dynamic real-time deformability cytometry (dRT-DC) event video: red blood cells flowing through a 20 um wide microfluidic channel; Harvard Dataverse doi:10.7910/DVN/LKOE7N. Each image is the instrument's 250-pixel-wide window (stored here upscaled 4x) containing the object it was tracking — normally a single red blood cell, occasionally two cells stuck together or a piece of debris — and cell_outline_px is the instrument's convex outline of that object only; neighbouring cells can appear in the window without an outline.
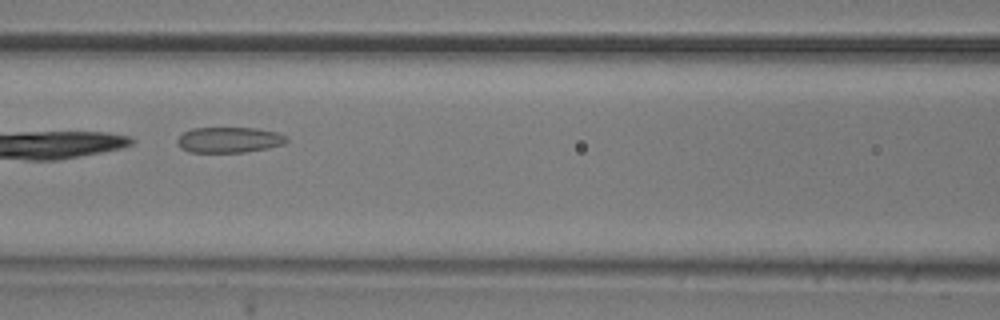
{"species": "common noctule bat (a hibernating species)", "species_latin": "Nyctalus noctula", "temperature_condition": "room temperature", "stored_images_in_passage": 10, "segment_of_instrument_passage": [2, 2], "camera_frame_rate_fps": 3000, "um_per_image_px": 0.085, "animal": {"sex": "male", "body_mass_g": 20.5, "forearm_length_mm": 52.5}, "frame": {"image": 1, "passage_image": 7, "time_ms": 6.667, "image_size_px": [1000, 320], "cell_outline_px": [[288, 140], [284, 144], [268, 148], [244, 152], [188, 152], [180, 148], [176, 140], [184, 132], [192, 128], [256, 128], [276, 132], [288, 136]], "centroid_in_image_um": [19.48, 11.89], "position_along_channel_um": 147.1, "area_um2": 16.36}}
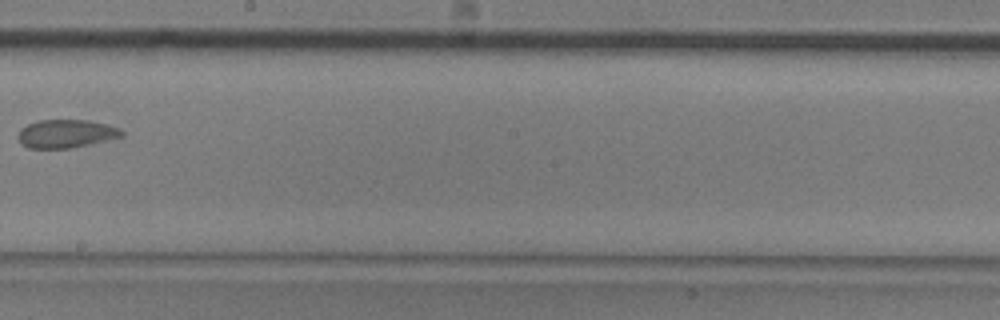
{"frame": {"image": 2, "passage_image": 9, "time_ms": 9.333, "image_size_px": [1000, 320], "cell_outline_px": [[124, 136], [92, 144], [72, 148], [28, 148], [16, 136], [20, 128], [28, 124], [40, 120], [88, 120], [108, 124], [120, 128], [124, 132]], "centroid_in_image_um": [5.65, 11.36], "position_along_channel_um": 242.5, "area_um2": 17.22}}
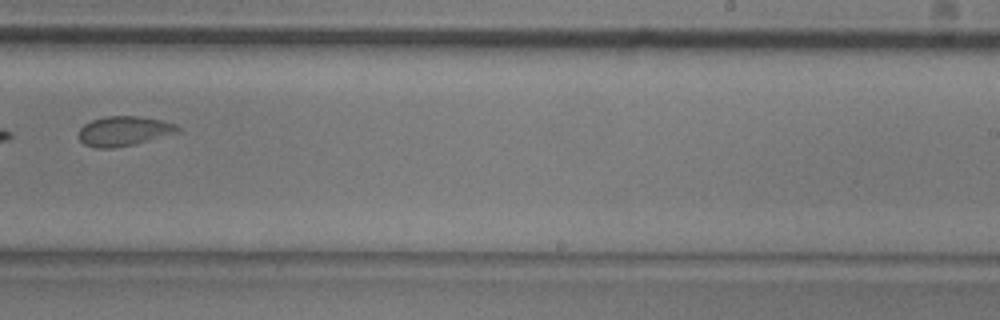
{"frame": {"image": 3, "passage_image": 10, "time_ms": 10.333, "image_size_px": [1000, 320], "cell_outline_px": [[184, 132], [132, 144], [112, 148], [96, 148], [84, 144], [76, 136], [80, 128], [84, 124], [92, 120], [104, 116], [140, 116], [160, 120], [176, 124]], "centroid_in_image_um": [10.55, 11.13], "position_along_channel_um": 278.5, "area_um2": 17.34}}